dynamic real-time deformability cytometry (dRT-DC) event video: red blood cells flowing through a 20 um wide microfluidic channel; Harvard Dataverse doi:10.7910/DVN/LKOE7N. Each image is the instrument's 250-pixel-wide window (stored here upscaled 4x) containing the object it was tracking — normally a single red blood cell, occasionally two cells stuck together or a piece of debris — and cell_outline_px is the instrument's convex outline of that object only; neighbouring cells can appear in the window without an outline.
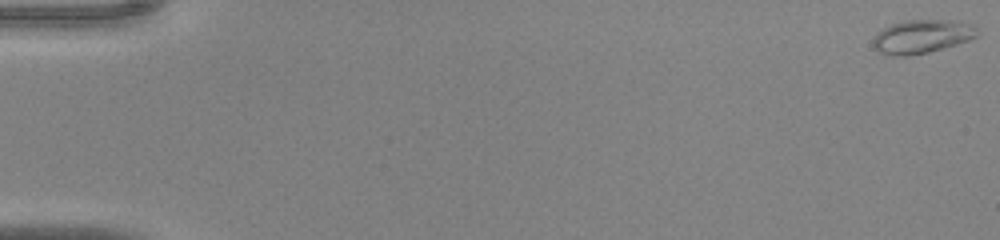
{"species": "common noctule bat (a hibernating species)", "species_latin": "Nyctalus noctula", "temperature_condition": "warm", "stored_images_in_passage": 45, "camera_frame_rate_fps": 3000, "um_per_image_px": 0.085, "animal": {"sex": "male", "body_mass_g": 20.0, "forearm_length_mm": 53.3}, "frame": {"image": 1, "passage_image": 1, "time_ms": 0.0, "image_size_px": [1000, 240], "cell_outline_px": [[980, 36], [956, 44], [928, 52], [908, 56], [884, 56], [876, 52], [872, 44], [872, 40], [884, 28], [892, 24], [904, 20], [956, 20], [972, 24], [980, 32]], "centroid_in_image_um": [78.36, 3.11], "position_along_channel_um": 6.6, "area_um2": 20.63}}
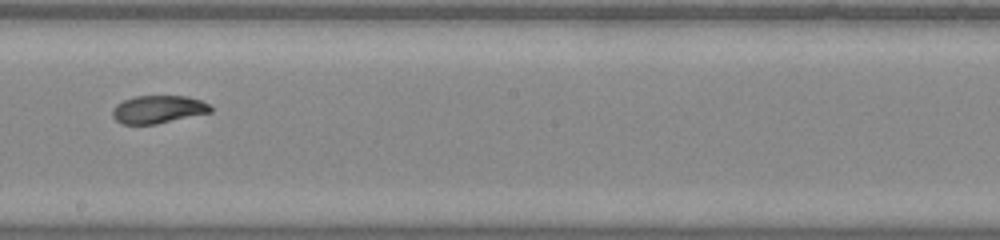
{"frame": {"image": 2, "passage_image": 27, "time_ms": 8.667, "image_size_px": [1000, 240], "cell_outline_px": [[212, 112], [156, 124], [120, 124], [112, 116], [112, 108], [116, 104], [124, 100], [136, 96], [188, 96], [200, 100], [208, 104], [212, 108]], "centroid_in_image_um": [13.42, 9.3], "position_along_channel_um": 234.8, "area_um2": 15.95}}
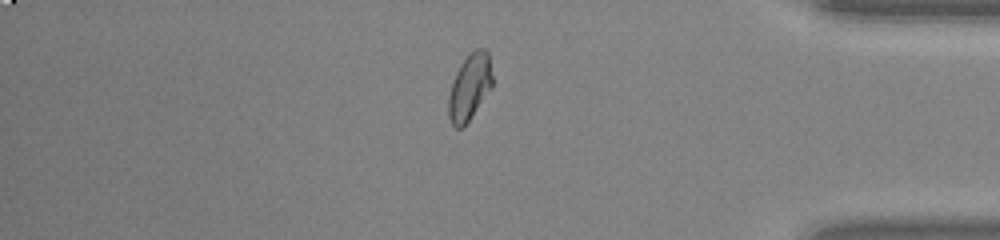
{"frame": {"image": 3, "passage_image": 39, "time_ms": 12.667, "image_size_px": [1000, 240], "cell_outline_px": [[492, 88], [464, 128], [456, 128], [452, 124], [448, 116], [448, 96], [452, 80], [460, 64], [476, 48], [484, 48], [488, 52], [492, 76]], "centroid_in_image_um": [39.91, 7.44], "position_along_channel_um": 395.3, "area_um2": 17.11}}